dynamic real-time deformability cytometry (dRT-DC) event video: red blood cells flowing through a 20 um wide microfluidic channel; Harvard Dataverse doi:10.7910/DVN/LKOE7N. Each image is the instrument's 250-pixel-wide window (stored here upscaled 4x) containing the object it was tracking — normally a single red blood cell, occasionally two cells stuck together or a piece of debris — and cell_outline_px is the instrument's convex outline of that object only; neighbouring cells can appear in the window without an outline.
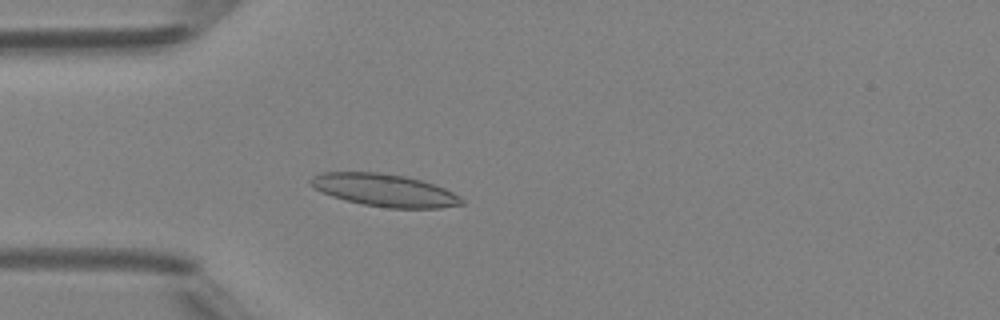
{"species": "Egyptian fruit bat (a non-hibernating species)", "species_latin": "Rousettus aegyptiacus", "temperature_condition": "room temperature", "stored_images_in_passage": 41, "camera_frame_rate_fps": 3000, "um_per_image_px": 0.085, "animal": {"sex": "female"}, "frame": {"image": 1, "passage_image": 6, "time_ms": 1.667, "image_size_px": [1000, 320], "cell_outline_px": [[464, 204], [440, 208], [388, 208], [364, 204], [344, 200], [332, 196], [316, 188], [308, 180], [312, 176], [324, 172], [380, 172], [404, 176], [420, 180], [444, 188], [460, 196], [464, 200]], "centroid_in_image_um": [32.7, 16.17], "position_along_channel_um": 52.3, "area_um2": 28.38}}
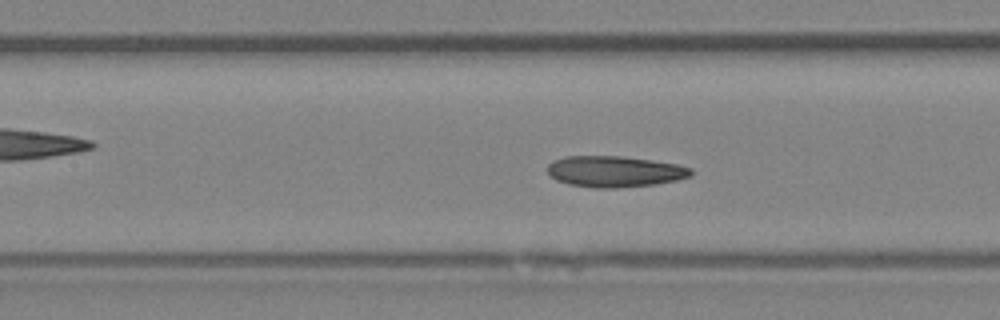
{"frame": {"image": 2, "passage_image": 14, "time_ms": 4.333, "image_size_px": [1000, 320], "cell_outline_px": [[692, 176], [676, 180], [656, 184], [616, 188], [596, 188], [568, 184], [556, 180], [548, 172], [548, 164], [552, 160], [564, 156], [620, 156], [676, 164], [692, 168]], "centroid_in_image_um": [52.22, 14.58], "position_along_channel_um": 155.2, "area_um2": 25.95}}
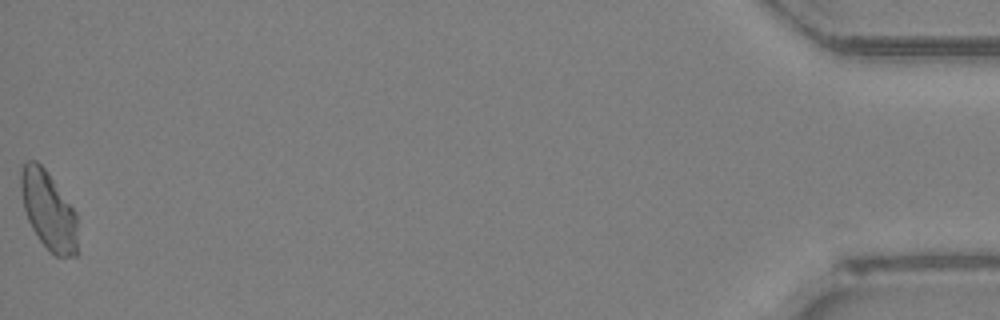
{"frame": {"image": 3, "passage_image": 41, "time_ms": 13.333, "image_size_px": [1000, 320], "cell_outline_px": [[76, 256], [56, 256], [40, 240], [32, 228], [28, 220], [24, 208], [20, 188], [20, 172], [24, 160], [36, 160], [48, 172], [76, 212]], "centroid_in_image_um": [4.09, 17.83], "position_along_channel_um": 431.1, "area_um2": 25.66}, "authors_computed_cell_mechanics": {"area_um2": 25.7788, "velocity_mm_per_s": 4.1953, "shape_relaxation_time_tau1_ms": null, "shape_relaxation_time_tau2_ms": 3.84, "deformation_change_tau1": null, "deformation_change_tau2": 0.1067}}